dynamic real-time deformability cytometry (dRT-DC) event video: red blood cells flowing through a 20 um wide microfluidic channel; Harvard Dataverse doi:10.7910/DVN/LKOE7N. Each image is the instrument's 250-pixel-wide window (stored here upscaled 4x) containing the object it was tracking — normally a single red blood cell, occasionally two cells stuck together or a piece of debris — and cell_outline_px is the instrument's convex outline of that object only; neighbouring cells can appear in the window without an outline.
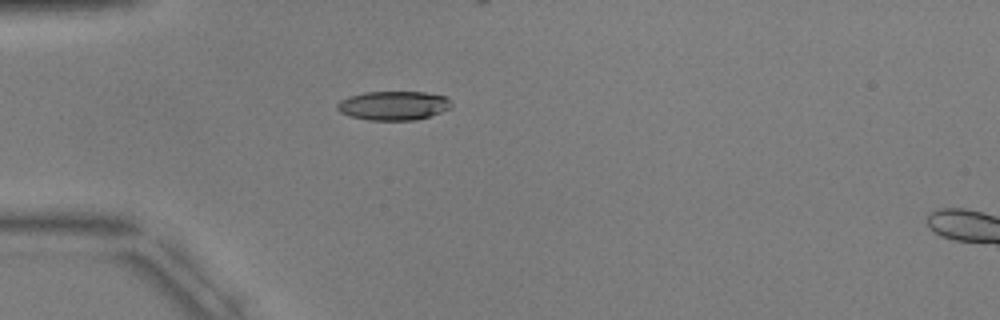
{"species": "common noctule bat (a hibernating species)", "species_latin": "Nyctalus noctula", "temperature_condition": "warm", "stored_images_in_passage": 6, "camera_frame_rate_fps": 3000, "um_per_image_px": 0.085, "animal": {"sex": "male", "body_mass_g": 17.9, "forearm_length_mm": 54.2}, "frame": {"image": 1, "passage_image": 5, "time_ms": 5.333, "image_size_px": [1000, 320], "cell_outline_px": [[452, 108], [416, 120], [368, 120], [352, 116], [340, 112], [336, 108], [336, 104], [340, 100], [348, 96], [364, 92], [424, 92], [444, 96], [452, 104]], "centroid_in_image_um": [33.42, 8.97], "position_along_channel_um": 51.6, "area_um2": 19.25}}